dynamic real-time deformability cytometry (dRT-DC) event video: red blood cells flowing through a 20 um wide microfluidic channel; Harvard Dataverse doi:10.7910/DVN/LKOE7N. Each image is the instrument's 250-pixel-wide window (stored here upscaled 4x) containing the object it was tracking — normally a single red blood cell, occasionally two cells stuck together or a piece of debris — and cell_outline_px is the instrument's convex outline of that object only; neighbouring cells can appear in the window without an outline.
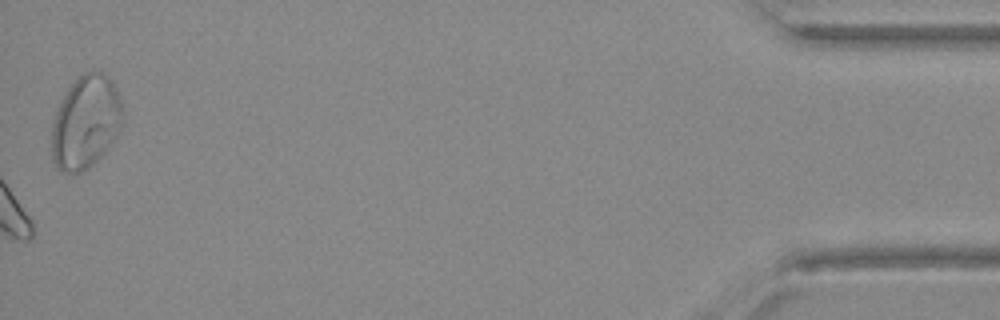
{"species": "Egyptian fruit bat (a non-hibernating species)", "species_latin": "Rousettus aegyptiacus", "temperature_condition": "warm", "stored_images_in_passage": 38, "camera_frame_rate_fps": 3000, "um_per_image_px": 0.085, "animal": {"sex": "female"}, "frame": {"image": 1, "passage_image": 38, "time_ms": 12.333, "image_size_px": [1000, 320], "cell_outline_px": [[124, 120], [116, 136], [100, 156], [88, 168], [80, 172], [60, 172], [56, 168], [52, 156], [52, 124], [56, 112], [68, 88], [84, 72], [104, 72], [112, 80], [116, 88], [124, 112]], "centroid_in_image_um": [7.3, 10.38], "position_along_channel_um": 427.9, "area_um2": 38.26}}